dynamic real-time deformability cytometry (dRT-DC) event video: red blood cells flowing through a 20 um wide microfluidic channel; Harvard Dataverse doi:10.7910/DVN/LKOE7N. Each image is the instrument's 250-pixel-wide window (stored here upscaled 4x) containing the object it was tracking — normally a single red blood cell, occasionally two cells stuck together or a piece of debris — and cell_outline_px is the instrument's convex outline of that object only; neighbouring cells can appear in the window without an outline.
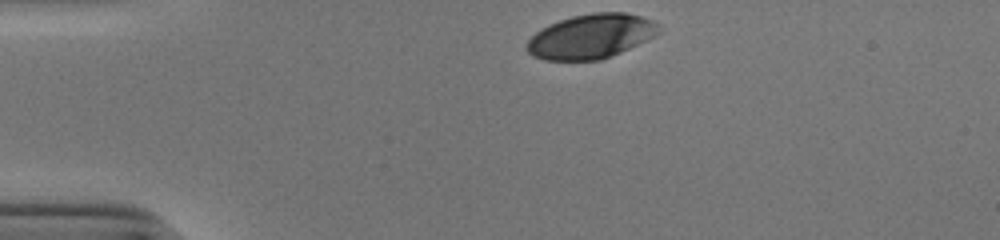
{"species": "human", "species_latin": "Homo sapiens", "temperature_condition": "cold", "stored_images_in_passage": 32, "camera_frame_rate_fps": 3000, "um_per_image_px": 0.085, "donor": {"sex": "male"}, "frame": {"image": 1, "passage_image": 1, "time_ms": 0.0, "image_size_px": [1000, 240], "cell_outline_px": [[660, 32], [656, 36], [620, 52], [600, 60], [544, 60], [532, 56], [524, 48], [524, 44], [536, 32], [548, 24], [572, 16], [592, 12], [624, 12], [640, 16], [652, 20], [660, 24]], "centroid_in_image_um": [50.22, 3.08], "position_along_channel_um": 34.8, "area_um2": 34.39}}
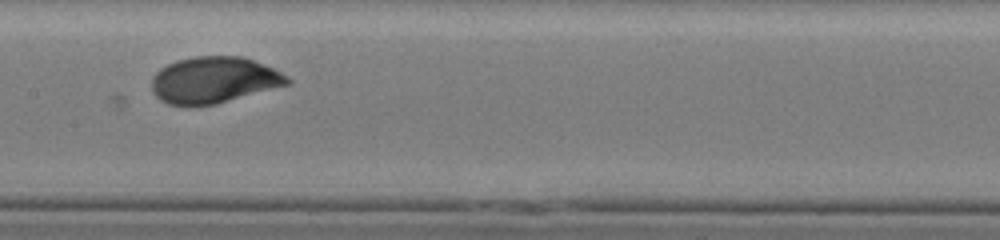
{"frame": {"image": 2, "passage_image": 17, "time_ms": 5.333, "image_size_px": [1000, 240], "cell_outline_px": [[292, 84], [216, 104], [168, 104], [160, 100], [152, 92], [152, 76], [160, 68], [176, 60], [196, 56], [240, 56], [252, 60], [272, 68], [288, 76], [292, 80]], "centroid_in_image_um": [18.2, 6.79], "position_along_channel_um": 189.2, "area_um2": 36.53}}
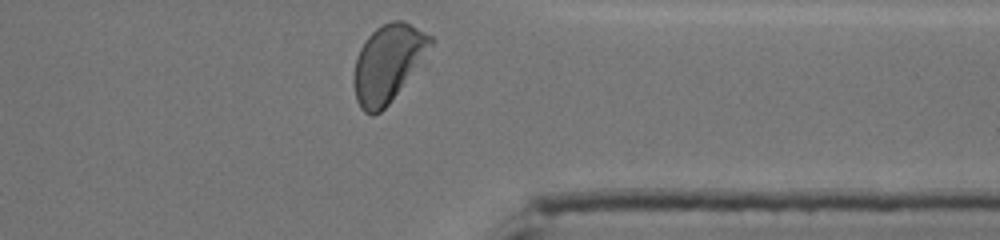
{"frame": {"image": 3, "passage_image": 32, "time_ms": 10.333, "image_size_px": [1000, 240], "cell_outline_px": [[436, 40], [388, 104], [380, 112], [372, 116], [364, 112], [360, 108], [356, 100], [352, 80], [356, 56], [364, 40], [376, 28], [392, 20], [404, 20], [432, 36]], "centroid_in_image_um": [32.93, 5.36], "position_along_channel_um": 378.5, "area_um2": 34.22}, "authors_computed_cell_mechanics": {"area_um2": 36.2117, "velocity_mm_per_s": 3.8542, "shape_relaxation_time_tau1_ms": 2.7605, "shape_relaxation_time_tau2_ms": null, "deformation_change_tau1": 0.1349, "deformation_change_tau2": null}}